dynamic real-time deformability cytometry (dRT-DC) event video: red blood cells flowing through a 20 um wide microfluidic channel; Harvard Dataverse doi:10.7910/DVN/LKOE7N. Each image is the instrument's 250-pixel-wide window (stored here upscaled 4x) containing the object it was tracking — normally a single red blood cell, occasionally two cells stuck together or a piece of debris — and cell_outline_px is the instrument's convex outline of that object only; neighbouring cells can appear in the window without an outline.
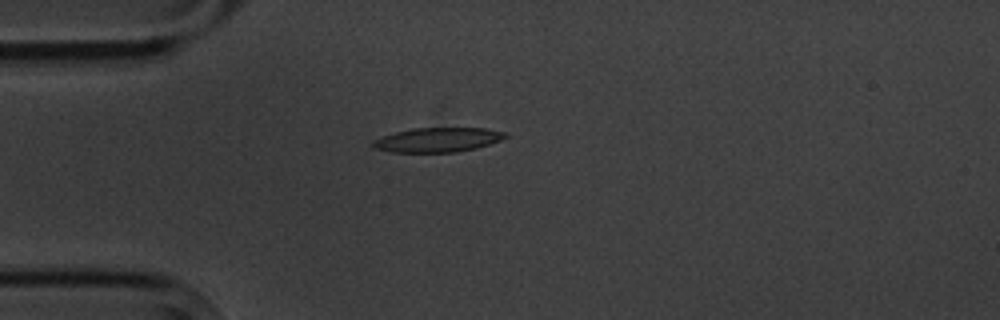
{"species": "common noctule bat (a hibernating species)", "species_latin": "Nyctalus noctula", "temperature_condition": "cold", "stored_images_in_passage": 1, "camera_frame_rate_fps": 3000, "um_per_image_px": 0.085, "animal": {"sex": "male", "body_mass_g": 20.1, "forearm_length_mm": 53.5}, "frame": {"image": 1, "passage_image": 1, "time_ms": 0.0, "image_size_px": [1000, 320], "cell_outline_px": [[508, 136], [500, 140], [476, 148], [456, 152], [392, 152], [372, 148], [372, 140], [396, 132], [412, 128], [484, 128], [508, 132]], "centroid_in_image_um": [37.2, 11.88], "position_along_channel_um": 47.8, "area_um2": 18.84}}